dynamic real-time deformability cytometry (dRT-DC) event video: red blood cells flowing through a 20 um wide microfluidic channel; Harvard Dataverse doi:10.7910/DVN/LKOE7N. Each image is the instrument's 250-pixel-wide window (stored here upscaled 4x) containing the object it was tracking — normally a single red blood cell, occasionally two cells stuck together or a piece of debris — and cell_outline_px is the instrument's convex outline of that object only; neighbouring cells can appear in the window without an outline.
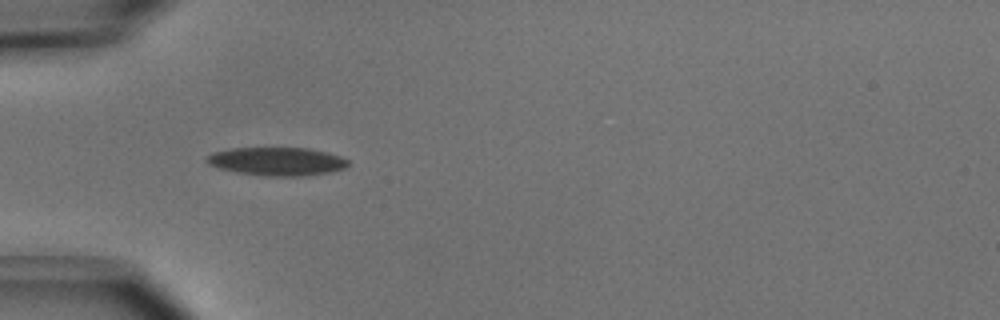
{"species": "common noctule bat (a hibernating species)", "species_latin": "Nyctalus noctula", "temperature_condition": "cold", "stored_images_in_passage": 20, "camera_frame_rate_fps": 3000, "um_per_image_px": 0.085, "animal": {"sex": "male", "body_mass_g": 15.6}, "frame": {"image": 1, "passage_image": 4, "time_ms": 1.0, "image_size_px": [1000, 320], "cell_outline_px": [[348, 164], [344, 168], [328, 172], [304, 176], [264, 176], [236, 172], [220, 168], [208, 164], [204, 160], [204, 156], [212, 152], [232, 148], [312, 148], [328, 152], [340, 156], [348, 160]], "centroid_in_image_um": [23.5, 13.71], "position_along_channel_um": 61.5, "area_um2": 23.47}}
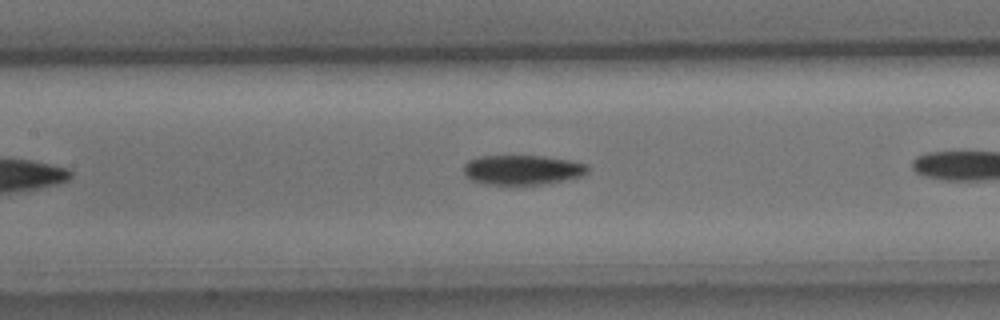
{"frame": {"image": 2, "passage_image": 9, "time_ms": 2.667, "image_size_px": [1000, 320], "cell_outline_px": [[588, 172], [584, 176], [552, 184], [484, 184], [472, 180], [464, 176], [464, 164], [468, 160], [480, 156], [544, 156], [568, 160], [588, 164]], "centroid_in_image_um": [44.44, 14.45], "position_along_channel_um": 163.0, "area_um2": 21.79}}
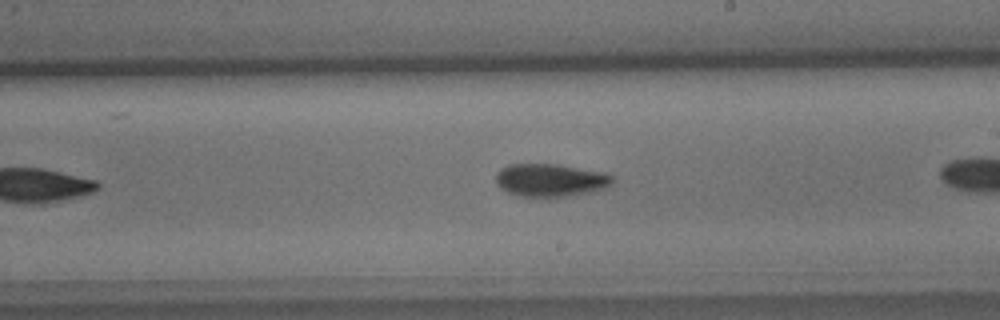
{"frame": {"image": 3, "passage_image": 15, "time_ms": 4.667, "image_size_px": [1000, 320], "cell_outline_px": [[612, 184], [604, 188], [592, 192], [548, 200], [520, 196], [508, 192], [500, 188], [496, 184], [496, 172], [500, 168], [508, 164], [560, 164], [604, 172], [612, 176]], "centroid_in_image_um": [46.76, 15.34], "position_along_channel_um": 242.2, "area_um2": 23.18}}